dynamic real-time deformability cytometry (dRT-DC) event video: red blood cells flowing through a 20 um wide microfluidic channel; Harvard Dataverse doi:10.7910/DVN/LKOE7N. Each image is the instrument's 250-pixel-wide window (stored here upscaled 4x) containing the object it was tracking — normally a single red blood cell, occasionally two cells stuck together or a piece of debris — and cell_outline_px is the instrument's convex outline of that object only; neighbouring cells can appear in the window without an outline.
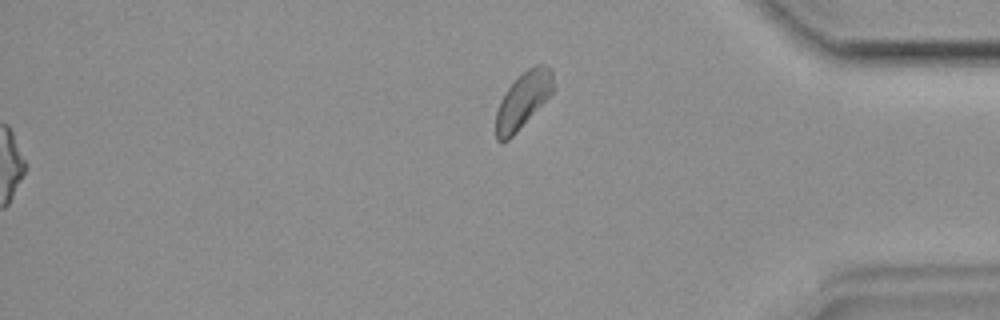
{"species": "common noctule bat (a hibernating species)", "species_latin": "Nyctalus noctula", "temperature_condition": "room temperature", "stored_images_in_passage": 41, "segment_of_instrument_passage": [2, 2], "camera_frame_rate_fps": 3000, "um_per_image_px": 0.085, "animal": {"sex": "female", "body_mass_g": 19.9}, "frame": {"image": 1, "passage_image": 41, "time_ms": 13.333, "image_size_px": [1000, 320], "cell_outline_px": [[556, 88], [516, 132], [508, 140], [496, 140], [496, 112], [500, 100], [504, 92], [528, 68], [536, 64], [544, 64], [552, 72], [556, 84]], "centroid_in_image_um": [44.47, 8.49], "position_along_channel_um": 390.7, "area_um2": 18.38}}